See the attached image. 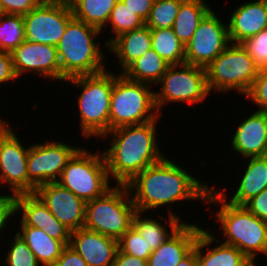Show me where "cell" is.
I'll return each instance as SVG.
<instances>
[{
  "label": "cell",
  "instance_id": "cell-24",
  "mask_svg": "<svg viewBox=\"0 0 267 266\" xmlns=\"http://www.w3.org/2000/svg\"><path fill=\"white\" fill-rule=\"evenodd\" d=\"M246 171L231 200L235 205H244L252 197L267 188V156L250 157Z\"/></svg>",
  "mask_w": 267,
  "mask_h": 266
},
{
  "label": "cell",
  "instance_id": "cell-15",
  "mask_svg": "<svg viewBox=\"0 0 267 266\" xmlns=\"http://www.w3.org/2000/svg\"><path fill=\"white\" fill-rule=\"evenodd\" d=\"M34 194L51 214L70 231L84 228L86 202L58 182L43 184Z\"/></svg>",
  "mask_w": 267,
  "mask_h": 266
},
{
  "label": "cell",
  "instance_id": "cell-1",
  "mask_svg": "<svg viewBox=\"0 0 267 266\" xmlns=\"http://www.w3.org/2000/svg\"><path fill=\"white\" fill-rule=\"evenodd\" d=\"M127 187L134 192L133 204L142 213L186 199L206 201L210 189L166 157L138 173Z\"/></svg>",
  "mask_w": 267,
  "mask_h": 266
},
{
  "label": "cell",
  "instance_id": "cell-33",
  "mask_svg": "<svg viewBox=\"0 0 267 266\" xmlns=\"http://www.w3.org/2000/svg\"><path fill=\"white\" fill-rule=\"evenodd\" d=\"M108 23H111L112 32L116 34L115 38L145 25V22L134 11L126 7L121 0H117L110 13Z\"/></svg>",
  "mask_w": 267,
  "mask_h": 266
},
{
  "label": "cell",
  "instance_id": "cell-36",
  "mask_svg": "<svg viewBox=\"0 0 267 266\" xmlns=\"http://www.w3.org/2000/svg\"><path fill=\"white\" fill-rule=\"evenodd\" d=\"M240 44L253 59L259 70L267 68V29L245 39Z\"/></svg>",
  "mask_w": 267,
  "mask_h": 266
},
{
  "label": "cell",
  "instance_id": "cell-21",
  "mask_svg": "<svg viewBox=\"0 0 267 266\" xmlns=\"http://www.w3.org/2000/svg\"><path fill=\"white\" fill-rule=\"evenodd\" d=\"M201 226L182 224L158 249L152 251L148 266H176L193 248Z\"/></svg>",
  "mask_w": 267,
  "mask_h": 266
},
{
  "label": "cell",
  "instance_id": "cell-22",
  "mask_svg": "<svg viewBox=\"0 0 267 266\" xmlns=\"http://www.w3.org/2000/svg\"><path fill=\"white\" fill-rule=\"evenodd\" d=\"M210 230L201 229L196 240V256L198 266H255L240 250L232 245L221 242L204 254V247L214 243V236Z\"/></svg>",
  "mask_w": 267,
  "mask_h": 266
},
{
  "label": "cell",
  "instance_id": "cell-23",
  "mask_svg": "<svg viewBox=\"0 0 267 266\" xmlns=\"http://www.w3.org/2000/svg\"><path fill=\"white\" fill-rule=\"evenodd\" d=\"M119 60L124 71L136 59L152 48L151 29L146 25L111 38L105 43Z\"/></svg>",
  "mask_w": 267,
  "mask_h": 266
},
{
  "label": "cell",
  "instance_id": "cell-41",
  "mask_svg": "<svg viewBox=\"0 0 267 266\" xmlns=\"http://www.w3.org/2000/svg\"><path fill=\"white\" fill-rule=\"evenodd\" d=\"M17 78L11 53L0 51V84Z\"/></svg>",
  "mask_w": 267,
  "mask_h": 266
},
{
  "label": "cell",
  "instance_id": "cell-32",
  "mask_svg": "<svg viewBox=\"0 0 267 266\" xmlns=\"http://www.w3.org/2000/svg\"><path fill=\"white\" fill-rule=\"evenodd\" d=\"M183 1L155 0L145 25L150 29L172 28Z\"/></svg>",
  "mask_w": 267,
  "mask_h": 266
},
{
  "label": "cell",
  "instance_id": "cell-43",
  "mask_svg": "<svg viewBox=\"0 0 267 266\" xmlns=\"http://www.w3.org/2000/svg\"><path fill=\"white\" fill-rule=\"evenodd\" d=\"M126 7L130 8L144 22L148 18L155 0H121Z\"/></svg>",
  "mask_w": 267,
  "mask_h": 266
},
{
  "label": "cell",
  "instance_id": "cell-14",
  "mask_svg": "<svg viewBox=\"0 0 267 266\" xmlns=\"http://www.w3.org/2000/svg\"><path fill=\"white\" fill-rule=\"evenodd\" d=\"M24 147L8 124L0 133V182L10 185L13 195L28 194L29 148Z\"/></svg>",
  "mask_w": 267,
  "mask_h": 266
},
{
  "label": "cell",
  "instance_id": "cell-5",
  "mask_svg": "<svg viewBox=\"0 0 267 266\" xmlns=\"http://www.w3.org/2000/svg\"><path fill=\"white\" fill-rule=\"evenodd\" d=\"M66 81L81 88L82 91L78 95L77 103L83 136L107 137L114 73L104 70L97 74L72 77Z\"/></svg>",
  "mask_w": 267,
  "mask_h": 266
},
{
  "label": "cell",
  "instance_id": "cell-27",
  "mask_svg": "<svg viewBox=\"0 0 267 266\" xmlns=\"http://www.w3.org/2000/svg\"><path fill=\"white\" fill-rule=\"evenodd\" d=\"M141 215L143 214L139 211L134 214L132 226L138 231L152 251L158 249L182 224H184L174 212L169 211L168 219L171 232H167V227L162 225L157 219L148 217L145 219L142 218Z\"/></svg>",
  "mask_w": 267,
  "mask_h": 266
},
{
  "label": "cell",
  "instance_id": "cell-7",
  "mask_svg": "<svg viewBox=\"0 0 267 266\" xmlns=\"http://www.w3.org/2000/svg\"><path fill=\"white\" fill-rule=\"evenodd\" d=\"M150 85L114 74L110 100L109 131L122 126L138 125L160 115L155 105V91Z\"/></svg>",
  "mask_w": 267,
  "mask_h": 266
},
{
  "label": "cell",
  "instance_id": "cell-37",
  "mask_svg": "<svg viewBox=\"0 0 267 266\" xmlns=\"http://www.w3.org/2000/svg\"><path fill=\"white\" fill-rule=\"evenodd\" d=\"M245 97L257 104L258 111L267 113V68L260 69Z\"/></svg>",
  "mask_w": 267,
  "mask_h": 266
},
{
  "label": "cell",
  "instance_id": "cell-4",
  "mask_svg": "<svg viewBox=\"0 0 267 266\" xmlns=\"http://www.w3.org/2000/svg\"><path fill=\"white\" fill-rule=\"evenodd\" d=\"M101 30L72 18L56 46L62 81L69 78L100 73L105 69V55L94 39ZM101 49V50H100Z\"/></svg>",
  "mask_w": 267,
  "mask_h": 266
},
{
  "label": "cell",
  "instance_id": "cell-12",
  "mask_svg": "<svg viewBox=\"0 0 267 266\" xmlns=\"http://www.w3.org/2000/svg\"><path fill=\"white\" fill-rule=\"evenodd\" d=\"M79 149L60 141L30 146L27 159L28 193H34L43 184L57 182L63 169Z\"/></svg>",
  "mask_w": 267,
  "mask_h": 266
},
{
  "label": "cell",
  "instance_id": "cell-30",
  "mask_svg": "<svg viewBox=\"0 0 267 266\" xmlns=\"http://www.w3.org/2000/svg\"><path fill=\"white\" fill-rule=\"evenodd\" d=\"M152 49L169 65L185 63V46L175 35L173 28L151 29Z\"/></svg>",
  "mask_w": 267,
  "mask_h": 266
},
{
  "label": "cell",
  "instance_id": "cell-20",
  "mask_svg": "<svg viewBox=\"0 0 267 266\" xmlns=\"http://www.w3.org/2000/svg\"><path fill=\"white\" fill-rule=\"evenodd\" d=\"M264 29H267V0L241 4L234 9L228 23L229 38L234 44H240Z\"/></svg>",
  "mask_w": 267,
  "mask_h": 266
},
{
  "label": "cell",
  "instance_id": "cell-10",
  "mask_svg": "<svg viewBox=\"0 0 267 266\" xmlns=\"http://www.w3.org/2000/svg\"><path fill=\"white\" fill-rule=\"evenodd\" d=\"M158 84L162 89L154 94L160 117L161 108L168 102H187L191 105L202 102L210 93L205 68L187 63L170 65Z\"/></svg>",
  "mask_w": 267,
  "mask_h": 266
},
{
  "label": "cell",
  "instance_id": "cell-13",
  "mask_svg": "<svg viewBox=\"0 0 267 266\" xmlns=\"http://www.w3.org/2000/svg\"><path fill=\"white\" fill-rule=\"evenodd\" d=\"M229 42L228 24L224 25L211 10L185 46V63L206 68L229 46Z\"/></svg>",
  "mask_w": 267,
  "mask_h": 266
},
{
  "label": "cell",
  "instance_id": "cell-2",
  "mask_svg": "<svg viewBox=\"0 0 267 266\" xmlns=\"http://www.w3.org/2000/svg\"><path fill=\"white\" fill-rule=\"evenodd\" d=\"M157 120L122 126L108 132L113 140L103 154L108 176L111 175L117 185H127L138 173L165 157L157 145Z\"/></svg>",
  "mask_w": 267,
  "mask_h": 266
},
{
  "label": "cell",
  "instance_id": "cell-42",
  "mask_svg": "<svg viewBox=\"0 0 267 266\" xmlns=\"http://www.w3.org/2000/svg\"><path fill=\"white\" fill-rule=\"evenodd\" d=\"M14 198L15 195H1L0 194V234L5 230L7 220L12 217L14 212Z\"/></svg>",
  "mask_w": 267,
  "mask_h": 266
},
{
  "label": "cell",
  "instance_id": "cell-18",
  "mask_svg": "<svg viewBox=\"0 0 267 266\" xmlns=\"http://www.w3.org/2000/svg\"><path fill=\"white\" fill-rule=\"evenodd\" d=\"M71 246L88 266H112L118 251V240L86 228L71 231Z\"/></svg>",
  "mask_w": 267,
  "mask_h": 266
},
{
  "label": "cell",
  "instance_id": "cell-34",
  "mask_svg": "<svg viewBox=\"0 0 267 266\" xmlns=\"http://www.w3.org/2000/svg\"><path fill=\"white\" fill-rule=\"evenodd\" d=\"M118 248L121 252L147 260L152 253L150 246L141 237L138 231L131 226L118 240Z\"/></svg>",
  "mask_w": 267,
  "mask_h": 266
},
{
  "label": "cell",
  "instance_id": "cell-16",
  "mask_svg": "<svg viewBox=\"0 0 267 266\" xmlns=\"http://www.w3.org/2000/svg\"><path fill=\"white\" fill-rule=\"evenodd\" d=\"M14 70L18 78L35 71L44 78L62 81V73L56 46L25 40L11 52Z\"/></svg>",
  "mask_w": 267,
  "mask_h": 266
},
{
  "label": "cell",
  "instance_id": "cell-44",
  "mask_svg": "<svg viewBox=\"0 0 267 266\" xmlns=\"http://www.w3.org/2000/svg\"><path fill=\"white\" fill-rule=\"evenodd\" d=\"M112 266H148V261L123 253L118 249Z\"/></svg>",
  "mask_w": 267,
  "mask_h": 266
},
{
  "label": "cell",
  "instance_id": "cell-47",
  "mask_svg": "<svg viewBox=\"0 0 267 266\" xmlns=\"http://www.w3.org/2000/svg\"><path fill=\"white\" fill-rule=\"evenodd\" d=\"M4 14L5 13H4V11H3L2 7H1V4H0V17L3 16Z\"/></svg>",
  "mask_w": 267,
  "mask_h": 266
},
{
  "label": "cell",
  "instance_id": "cell-26",
  "mask_svg": "<svg viewBox=\"0 0 267 266\" xmlns=\"http://www.w3.org/2000/svg\"><path fill=\"white\" fill-rule=\"evenodd\" d=\"M211 10L205 0H184L181 3L172 28L184 46L188 44L202 19Z\"/></svg>",
  "mask_w": 267,
  "mask_h": 266
},
{
  "label": "cell",
  "instance_id": "cell-48",
  "mask_svg": "<svg viewBox=\"0 0 267 266\" xmlns=\"http://www.w3.org/2000/svg\"><path fill=\"white\" fill-rule=\"evenodd\" d=\"M51 1H69V0H51Z\"/></svg>",
  "mask_w": 267,
  "mask_h": 266
},
{
  "label": "cell",
  "instance_id": "cell-38",
  "mask_svg": "<svg viewBox=\"0 0 267 266\" xmlns=\"http://www.w3.org/2000/svg\"><path fill=\"white\" fill-rule=\"evenodd\" d=\"M44 0H0L5 14L25 16Z\"/></svg>",
  "mask_w": 267,
  "mask_h": 266
},
{
  "label": "cell",
  "instance_id": "cell-9",
  "mask_svg": "<svg viewBox=\"0 0 267 266\" xmlns=\"http://www.w3.org/2000/svg\"><path fill=\"white\" fill-rule=\"evenodd\" d=\"M208 89L216 92L234 90L246 95L259 69L241 44L229 45L206 68Z\"/></svg>",
  "mask_w": 267,
  "mask_h": 266
},
{
  "label": "cell",
  "instance_id": "cell-45",
  "mask_svg": "<svg viewBox=\"0 0 267 266\" xmlns=\"http://www.w3.org/2000/svg\"><path fill=\"white\" fill-rule=\"evenodd\" d=\"M176 266H198L196 243L194 248Z\"/></svg>",
  "mask_w": 267,
  "mask_h": 266
},
{
  "label": "cell",
  "instance_id": "cell-17",
  "mask_svg": "<svg viewBox=\"0 0 267 266\" xmlns=\"http://www.w3.org/2000/svg\"><path fill=\"white\" fill-rule=\"evenodd\" d=\"M22 211L21 225L43 230L48 236L70 244L71 231L60 223L34 193L18 194L14 198V212Z\"/></svg>",
  "mask_w": 267,
  "mask_h": 266
},
{
  "label": "cell",
  "instance_id": "cell-31",
  "mask_svg": "<svg viewBox=\"0 0 267 266\" xmlns=\"http://www.w3.org/2000/svg\"><path fill=\"white\" fill-rule=\"evenodd\" d=\"M25 41L23 16L4 14L0 17V51L12 52Z\"/></svg>",
  "mask_w": 267,
  "mask_h": 266
},
{
  "label": "cell",
  "instance_id": "cell-11",
  "mask_svg": "<svg viewBox=\"0 0 267 266\" xmlns=\"http://www.w3.org/2000/svg\"><path fill=\"white\" fill-rule=\"evenodd\" d=\"M72 18L69 1L44 0L23 16L25 40L57 46Z\"/></svg>",
  "mask_w": 267,
  "mask_h": 266
},
{
  "label": "cell",
  "instance_id": "cell-19",
  "mask_svg": "<svg viewBox=\"0 0 267 266\" xmlns=\"http://www.w3.org/2000/svg\"><path fill=\"white\" fill-rule=\"evenodd\" d=\"M232 149L247 159L267 156V113L255 111L237 127Z\"/></svg>",
  "mask_w": 267,
  "mask_h": 266
},
{
  "label": "cell",
  "instance_id": "cell-35",
  "mask_svg": "<svg viewBox=\"0 0 267 266\" xmlns=\"http://www.w3.org/2000/svg\"><path fill=\"white\" fill-rule=\"evenodd\" d=\"M10 249L5 256L7 266H39L34 253L29 249L21 237L15 233Z\"/></svg>",
  "mask_w": 267,
  "mask_h": 266
},
{
  "label": "cell",
  "instance_id": "cell-46",
  "mask_svg": "<svg viewBox=\"0 0 267 266\" xmlns=\"http://www.w3.org/2000/svg\"><path fill=\"white\" fill-rule=\"evenodd\" d=\"M7 123H8L7 121H3L2 119L0 120V133L8 125Z\"/></svg>",
  "mask_w": 267,
  "mask_h": 266
},
{
  "label": "cell",
  "instance_id": "cell-8",
  "mask_svg": "<svg viewBox=\"0 0 267 266\" xmlns=\"http://www.w3.org/2000/svg\"><path fill=\"white\" fill-rule=\"evenodd\" d=\"M57 182L85 202L101 197L111 188L104 154H92L80 148L69 160Z\"/></svg>",
  "mask_w": 267,
  "mask_h": 266
},
{
  "label": "cell",
  "instance_id": "cell-25",
  "mask_svg": "<svg viewBox=\"0 0 267 266\" xmlns=\"http://www.w3.org/2000/svg\"><path fill=\"white\" fill-rule=\"evenodd\" d=\"M21 231L17 234L34 253L39 264L52 266L61 256L66 245L50 236L43 230L31 226L20 225Z\"/></svg>",
  "mask_w": 267,
  "mask_h": 266
},
{
  "label": "cell",
  "instance_id": "cell-29",
  "mask_svg": "<svg viewBox=\"0 0 267 266\" xmlns=\"http://www.w3.org/2000/svg\"><path fill=\"white\" fill-rule=\"evenodd\" d=\"M117 0H69L73 17L99 30L107 25Z\"/></svg>",
  "mask_w": 267,
  "mask_h": 266
},
{
  "label": "cell",
  "instance_id": "cell-39",
  "mask_svg": "<svg viewBox=\"0 0 267 266\" xmlns=\"http://www.w3.org/2000/svg\"><path fill=\"white\" fill-rule=\"evenodd\" d=\"M250 213L267 221V188L243 205Z\"/></svg>",
  "mask_w": 267,
  "mask_h": 266
},
{
  "label": "cell",
  "instance_id": "cell-3",
  "mask_svg": "<svg viewBox=\"0 0 267 266\" xmlns=\"http://www.w3.org/2000/svg\"><path fill=\"white\" fill-rule=\"evenodd\" d=\"M222 191L211 187L205 202L221 205L216 219L221 223L219 229L227 237L223 243L236 247L255 264L258 252L267 256V221L259 219L243 205L227 202Z\"/></svg>",
  "mask_w": 267,
  "mask_h": 266
},
{
  "label": "cell",
  "instance_id": "cell-28",
  "mask_svg": "<svg viewBox=\"0 0 267 266\" xmlns=\"http://www.w3.org/2000/svg\"><path fill=\"white\" fill-rule=\"evenodd\" d=\"M170 65L152 48L131 63L122 74L132 80L151 85L159 83Z\"/></svg>",
  "mask_w": 267,
  "mask_h": 266
},
{
  "label": "cell",
  "instance_id": "cell-6",
  "mask_svg": "<svg viewBox=\"0 0 267 266\" xmlns=\"http://www.w3.org/2000/svg\"><path fill=\"white\" fill-rule=\"evenodd\" d=\"M127 185H116L87 201L84 228L119 240L132 226L137 212Z\"/></svg>",
  "mask_w": 267,
  "mask_h": 266
},
{
  "label": "cell",
  "instance_id": "cell-40",
  "mask_svg": "<svg viewBox=\"0 0 267 266\" xmlns=\"http://www.w3.org/2000/svg\"><path fill=\"white\" fill-rule=\"evenodd\" d=\"M52 266H88L86 261L71 247L66 246Z\"/></svg>",
  "mask_w": 267,
  "mask_h": 266
}]
</instances>
